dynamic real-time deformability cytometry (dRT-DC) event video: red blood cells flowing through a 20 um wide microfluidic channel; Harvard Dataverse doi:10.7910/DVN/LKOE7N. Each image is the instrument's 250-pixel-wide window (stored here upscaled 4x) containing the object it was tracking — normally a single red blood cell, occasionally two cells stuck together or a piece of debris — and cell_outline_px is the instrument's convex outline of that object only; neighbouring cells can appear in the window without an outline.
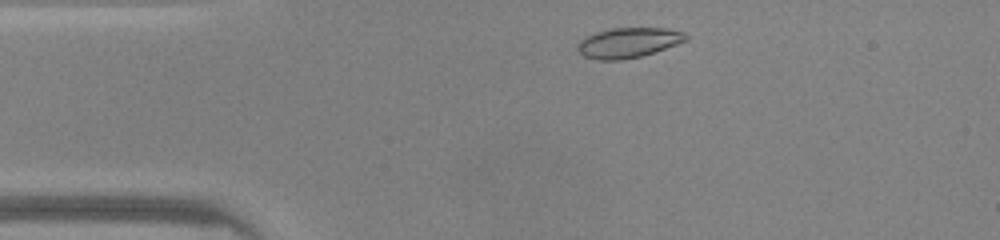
{"species": "common noctule bat (a hibernating species)", "species_latin": "Nyctalus noctula", "temperature_condition": "warm", "stored_images_in_passage": 34, "camera_frame_rate_fps": 3000, "um_per_image_px": 0.085, "animal": {"sex": "male", "body_mass_g": 20.0, "forearm_length_mm": 53.3}, "frame": {"image": 1, "passage_image": 2, "time_ms": 0.333, "image_size_px": [1000, 240], "cell_outline_px": [[688, 40], [640, 56], [620, 60], [596, 60], [584, 56], [576, 48], [576, 44], [584, 36], [596, 32], [612, 28], [668, 28], [684, 32], [688, 36]], "centroid_in_image_um": [53.37, 3.62], "position_along_channel_um": 31.6, "area_um2": 18.96}}
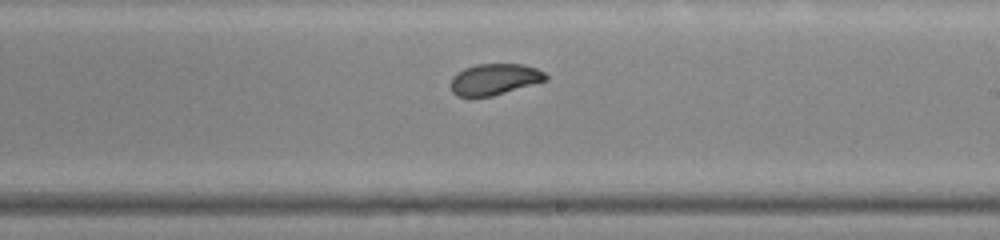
{"frame": {"image": 2, "passage_image": 20, "time_ms": 6.333, "image_size_px": [1000, 240], "cell_outline_px": [[548, 80], [492, 96], [456, 96], [452, 92], [452, 76], [456, 72], [464, 68], [476, 64], [524, 64], [536, 68], [544, 72], [548, 76]], "centroid_in_image_um": [42.05, 6.73], "position_along_channel_um": 247.0, "area_um2": 17.28}}
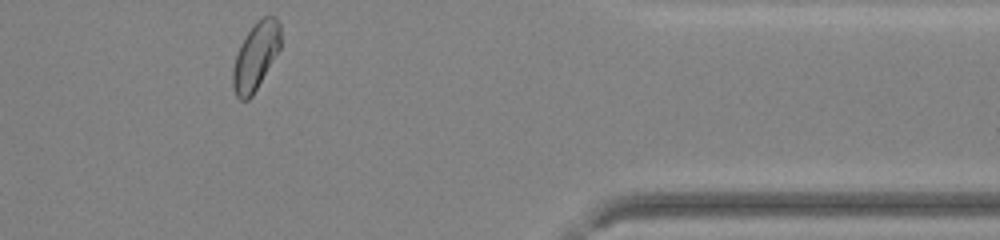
{"frame": {"image": 3, "passage_image": 32, "time_ms": 10.333, "image_size_px": [1000, 240], "cell_outline_px": [[280, 48], [252, 96], [248, 100], [240, 100], [236, 96], [232, 84], [232, 72], [236, 56], [240, 44], [256, 20], [264, 16], [276, 16], [280, 24]], "centroid_in_image_um": [21.73, 4.77], "position_along_channel_um": 389.7, "area_um2": 18.61}, "authors_computed_cell_mechanics": {"area_um2": 18.4093, "velocity_mm_per_s": 4.2331, "shape_relaxation_time_tau1_ms": 3.0816, "shape_relaxation_time_tau2_ms": 0.8753, "deformation_change_tau1": 0.1045, "deformation_change_tau2": 0.04}}